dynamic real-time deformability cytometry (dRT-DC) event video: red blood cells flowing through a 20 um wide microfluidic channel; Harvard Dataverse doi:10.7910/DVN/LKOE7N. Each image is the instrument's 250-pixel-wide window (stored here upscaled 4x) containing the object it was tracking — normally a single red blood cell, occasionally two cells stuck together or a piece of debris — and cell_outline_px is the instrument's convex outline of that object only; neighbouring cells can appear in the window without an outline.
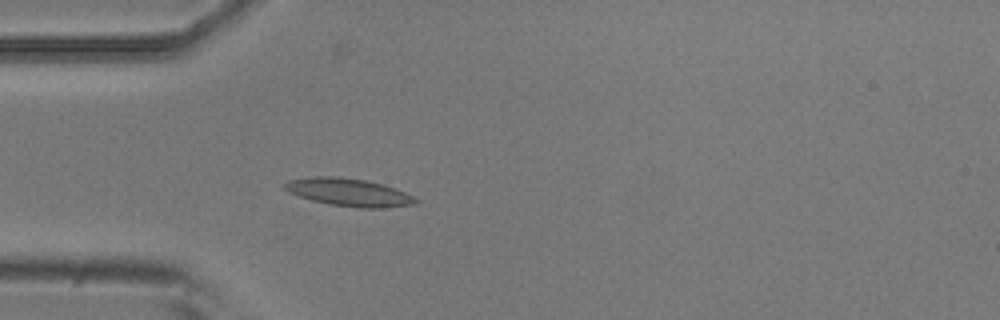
{"species": "common noctule bat (a hibernating species)", "species_latin": "Nyctalus noctula", "temperature_condition": "room temperature", "stored_images_in_passage": 3, "camera_frame_rate_fps": 3000, "um_per_image_px": 0.085, "animal": {"sex": "male", "body_mass_g": 20.5, "forearm_length_mm": 52.5}, "frame": {"image": 1, "passage_image": 3, "time_ms": 0.667, "image_size_px": [1000, 320], "cell_outline_px": [[420, 200], [416, 204], [384, 208], [356, 208], [332, 204], [312, 200], [288, 192], [280, 184], [288, 180], [308, 176], [336, 176], [364, 180], [384, 184], [404, 192]], "centroid_in_image_um": [29.62, 16.34], "position_along_channel_um": 55.4, "area_um2": 21.33}}